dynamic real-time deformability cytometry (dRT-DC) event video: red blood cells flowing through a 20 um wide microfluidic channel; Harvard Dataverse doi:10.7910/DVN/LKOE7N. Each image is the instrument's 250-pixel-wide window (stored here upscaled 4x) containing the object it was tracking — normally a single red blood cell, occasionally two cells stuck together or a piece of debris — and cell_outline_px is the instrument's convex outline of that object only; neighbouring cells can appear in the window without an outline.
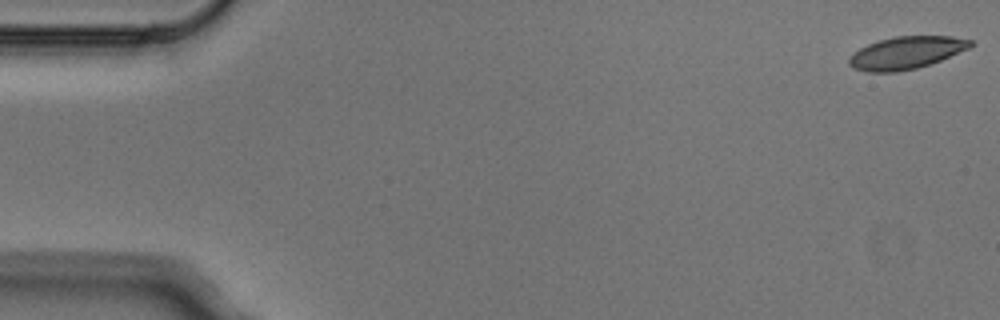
{"species": "Egyptian fruit bat (a non-hibernating species)", "species_latin": "Rousettus aegyptiacus", "temperature_condition": "cold", "stored_images_in_passage": 5, "camera_frame_rate_fps": 3000, "um_per_image_px": 0.085, "animal": {"sex": "male"}, "frame": {"image": 1, "passage_image": 1, "time_ms": 0.0, "image_size_px": [1000, 320], "cell_outline_px": [[972, 44], [968, 48], [940, 60], [916, 68], [896, 72], [868, 72], [852, 68], [848, 64], [848, 56], [860, 48], [868, 44], [880, 40], [896, 36], [952, 36], [972, 40]], "centroid_in_image_um": [76.97, 4.49], "position_along_channel_um": 8.0, "area_um2": 22.77}}
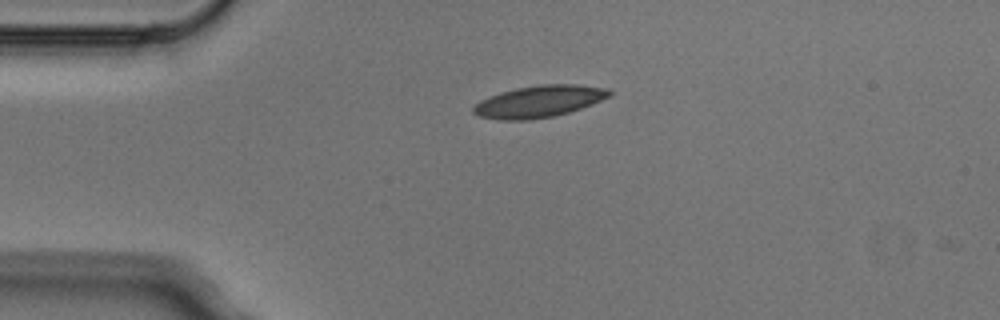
{"frame": {"image": 2, "passage_image": 4, "time_ms": 1.0, "image_size_px": [1000, 320], "cell_outline_px": [[612, 96], [592, 104], [568, 112], [552, 116], [528, 120], [500, 120], [480, 116], [472, 112], [472, 108], [480, 100], [500, 92], [516, 88], [540, 84], [576, 84], [604, 88], [612, 92]], "centroid_in_image_um": [45.81, 8.62], "position_along_channel_um": 39.2, "area_um2": 25.09}}